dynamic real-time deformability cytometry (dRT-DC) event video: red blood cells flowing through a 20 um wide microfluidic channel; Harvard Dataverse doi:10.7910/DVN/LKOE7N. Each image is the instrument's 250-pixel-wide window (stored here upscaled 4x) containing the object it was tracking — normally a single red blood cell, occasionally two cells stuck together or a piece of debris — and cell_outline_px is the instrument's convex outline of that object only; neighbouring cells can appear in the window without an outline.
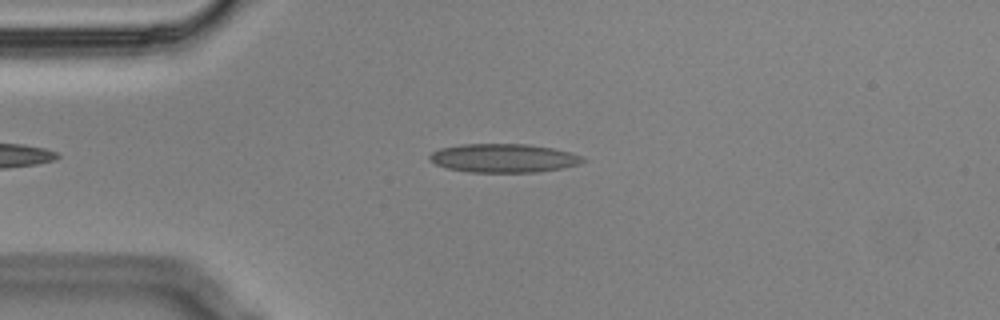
{"species": "Egyptian fruit bat (a non-hibernating species)", "species_latin": "Rousettus aegyptiacus", "temperature_condition": "cold", "stored_images_in_passage": 53, "camera_frame_rate_fps": 3000, "um_per_image_px": 0.085, "animal": {"sex": "male"}, "frame": {"image": 1, "passage_image": 10, "time_ms": 3.0, "image_size_px": [1000, 320], "cell_outline_px": [[584, 160], [580, 164], [540, 172], [468, 172], [448, 168], [436, 164], [428, 160], [428, 156], [432, 152], [440, 148], [460, 144], [528, 144], [552, 148], [568, 152], [580, 156]], "centroid_in_image_um": [42.75, 13.44], "position_along_channel_um": 42.3, "area_um2": 25.49}}
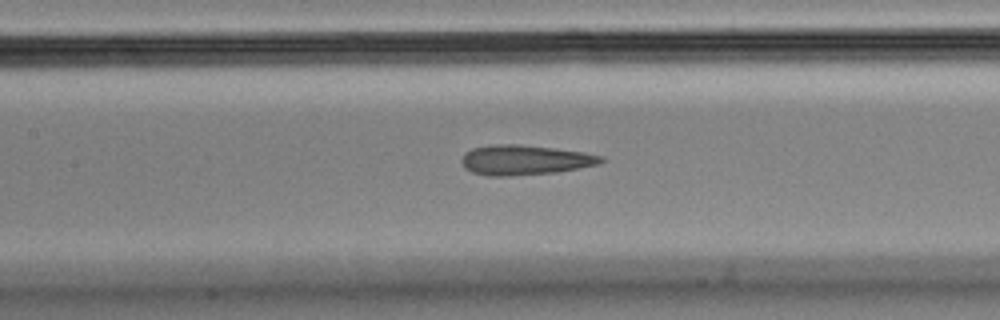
{"frame": {"image": 2, "passage_image": 22, "time_ms": 7.0, "image_size_px": [1000, 320], "cell_outline_px": [[604, 160], [600, 164], [556, 172], [512, 176], [488, 176], [472, 172], [464, 168], [460, 160], [464, 152], [472, 148], [496, 144], [520, 144], [584, 152], [604, 156]], "centroid_in_image_um": [44.58, 13.6], "position_along_channel_um": 162.8, "area_um2": 24.45}}
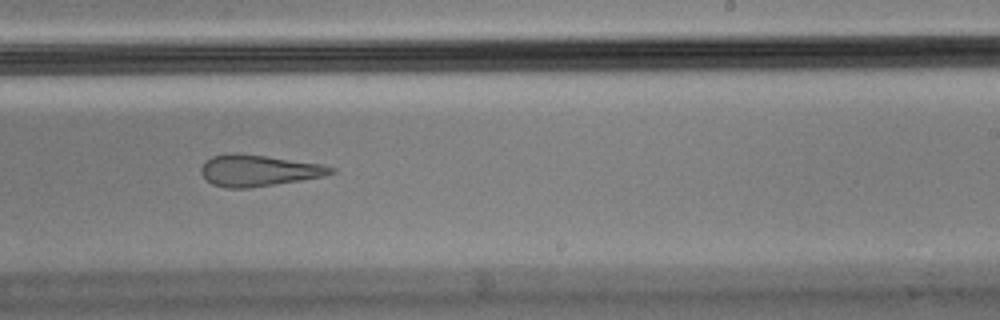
{"frame": {"image": 3, "passage_image": 31, "time_ms": 10.0, "image_size_px": [1000, 320], "cell_outline_px": [[336, 172], [324, 176], [300, 180], [248, 188], [228, 188], [212, 184], [200, 172], [200, 168], [204, 160], [212, 156], [232, 152], [264, 156], [320, 164], [336, 168]], "centroid_in_image_um": [21.93, 14.49], "position_along_channel_um": 267.1, "area_um2": 23.52}, "authors_computed_cell_mechanics": {"area_um2": 24.9696, "velocity_mm_per_s": 3.4822, "shape_relaxation_time_tau1_ms": null, "shape_relaxation_time_tau2_ms": 2.7974, "deformation_change_tau1": null, "deformation_change_tau2": 0.1171}}